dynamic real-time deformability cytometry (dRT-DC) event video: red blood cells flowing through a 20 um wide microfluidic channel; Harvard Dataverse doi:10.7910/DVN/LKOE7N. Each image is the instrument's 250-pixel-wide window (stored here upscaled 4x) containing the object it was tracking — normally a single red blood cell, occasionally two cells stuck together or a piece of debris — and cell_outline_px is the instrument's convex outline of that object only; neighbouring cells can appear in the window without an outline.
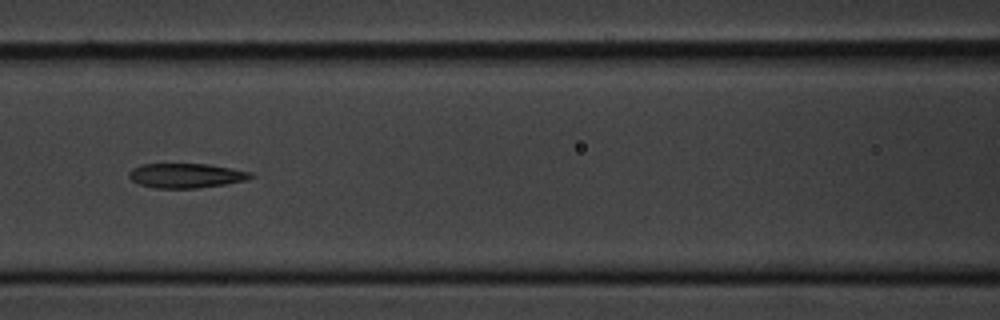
{"species": "common noctule bat (a hibernating species)", "species_latin": "Nyctalus noctula", "temperature_condition": "cold", "stored_images_in_passage": 8, "camera_frame_rate_fps": 3000, "um_per_image_px": 0.085, "animal": {"sex": "male", "body_mass_g": 20.1, "forearm_length_mm": 53.5}, "frame": {"image": 1, "passage_image": 7, "time_ms": 7.0, "image_size_px": [1000, 320], "cell_outline_px": [[256, 176], [244, 180], [224, 184], [196, 188], [156, 188], [140, 184], [132, 180], [128, 176], [128, 172], [132, 168], [140, 164], [208, 164], [232, 168], [252, 172]], "centroid_in_image_um": [15.81, 14.91], "position_along_channel_um": 150.8, "area_um2": 17.4}}
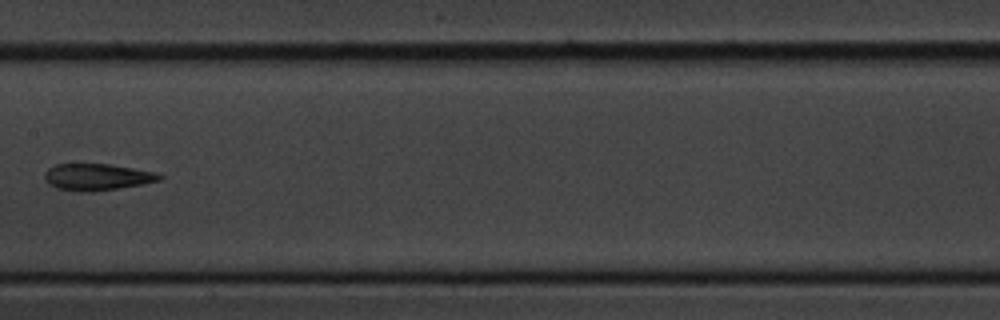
{"frame": {"image": 2, "passage_image": 8, "time_ms": 8.333, "image_size_px": [1000, 320], "cell_outline_px": [[164, 176], [160, 180], [140, 184], [92, 192], [80, 192], [56, 188], [48, 184], [44, 180], [44, 172], [48, 168], [56, 164], [108, 164], [156, 172]], "centroid_in_image_um": [8.19, 15.04], "position_along_channel_um": 199.2, "area_um2": 17.8}}